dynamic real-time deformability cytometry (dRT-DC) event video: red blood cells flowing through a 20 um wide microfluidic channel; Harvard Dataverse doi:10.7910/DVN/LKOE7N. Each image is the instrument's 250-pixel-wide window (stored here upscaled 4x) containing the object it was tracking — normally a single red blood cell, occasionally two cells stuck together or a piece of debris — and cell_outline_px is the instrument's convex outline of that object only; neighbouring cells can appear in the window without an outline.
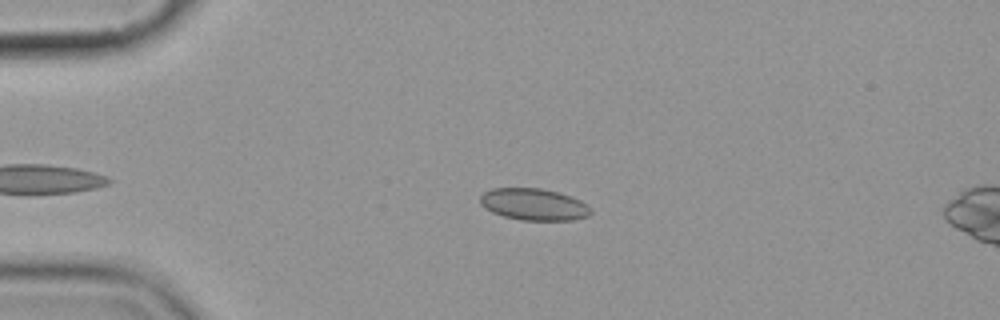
{"species": "common noctule bat (a hibernating species)", "species_latin": "Nyctalus noctula", "temperature_condition": "cold", "stored_images_in_passage": 3, "camera_frame_rate_fps": 3000, "um_per_image_px": 0.085, "animal": {"sex": "female", "body_mass_g": 19.9}, "frame": {"image": 1, "passage_image": 1, "time_ms": 0.0, "image_size_px": [1000, 320], "cell_outline_px": [[592, 212], [588, 216], [572, 220], [520, 220], [504, 216], [492, 212], [484, 208], [480, 204], [480, 196], [484, 192], [492, 188], [540, 188], [572, 196], [588, 204], [592, 208]], "centroid_in_image_um": [45.38, 17.37], "position_along_channel_um": 39.6, "area_um2": 20.63}}